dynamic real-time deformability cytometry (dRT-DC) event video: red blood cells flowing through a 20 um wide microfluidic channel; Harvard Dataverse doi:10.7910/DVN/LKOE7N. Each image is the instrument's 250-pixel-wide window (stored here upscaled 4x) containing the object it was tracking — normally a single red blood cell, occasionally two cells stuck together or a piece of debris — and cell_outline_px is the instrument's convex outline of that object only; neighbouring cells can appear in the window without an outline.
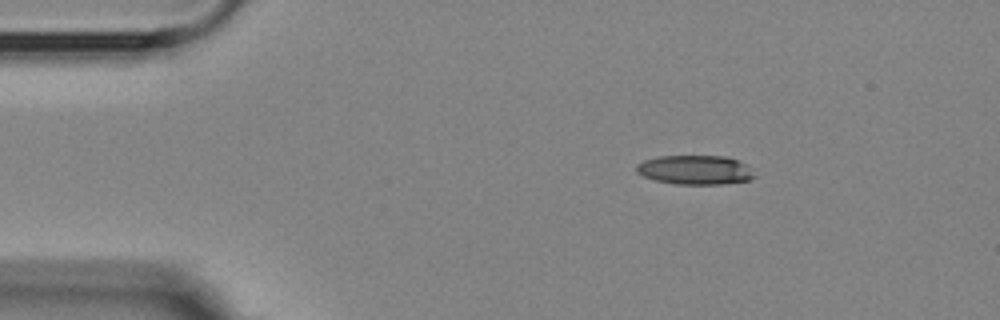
{"species": "Egyptian fruit bat (a non-hibernating species)", "species_latin": "Rousettus aegyptiacus", "temperature_condition": "room temperature", "stored_images_in_passage": 3, "camera_frame_rate_fps": 3000, "um_per_image_px": 0.085, "animal": {"sex": "female"}, "frame": {"image": 1, "passage_image": 1, "time_ms": 0.0, "image_size_px": [1000, 320], "cell_outline_px": [[756, 176], [748, 180], [724, 184], [676, 184], [656, 180], [644, 176], [636, 172], [636, 164], [644, 160], [660, 156], [724, 156], [736, 160], [744, 164]], "centroid_in_image_um": [59.05, 14.44], "position_along_channel_um": 26.0, "area_um2": 19.88}}